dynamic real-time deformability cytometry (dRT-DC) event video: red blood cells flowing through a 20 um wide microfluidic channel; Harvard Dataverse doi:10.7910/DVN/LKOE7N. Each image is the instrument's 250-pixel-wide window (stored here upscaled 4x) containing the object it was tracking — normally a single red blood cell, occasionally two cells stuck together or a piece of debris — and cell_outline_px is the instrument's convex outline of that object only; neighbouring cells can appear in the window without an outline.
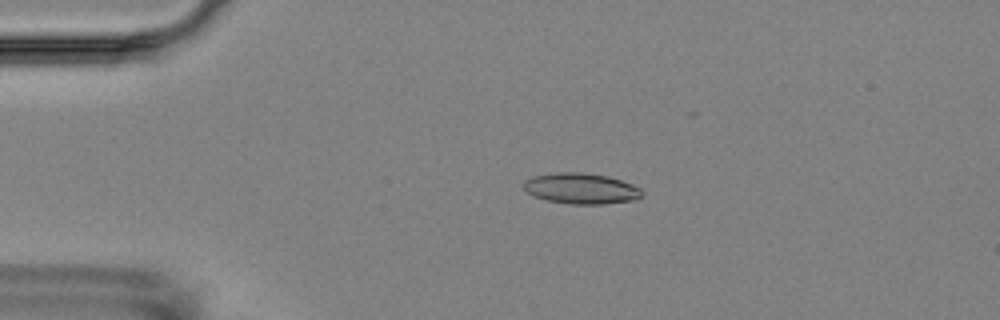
{"species": "Egyptian fruit bat (a non-hibernating species)", "species_latin": "Rousettus aegyptiacus", "temperature_condition": "room temperature", "stored_images_in_passage": 3, "camera_frame_rate_fps": 3000, "um_per_image_px": 0.085, "animal": {"sex": "female"}, "frame": {"image": 1, "passage_image": 2, "time_ms": 1.333, "image_size_px": [1000, 320], "cell_outline_px": [[644, 196], [636, 200], [604, 204], [572, 204], [548, 200], [532, 196], [524, 188], [524, 180], [532, 176], [556, 172], [584, 172], [608, 176], [632, 184], [640, 188], [644, 192]], "centroid_in_image_um": [49.42, 16.02], "position_along_channel_um": 35.6, "area_um2": 21.44}}